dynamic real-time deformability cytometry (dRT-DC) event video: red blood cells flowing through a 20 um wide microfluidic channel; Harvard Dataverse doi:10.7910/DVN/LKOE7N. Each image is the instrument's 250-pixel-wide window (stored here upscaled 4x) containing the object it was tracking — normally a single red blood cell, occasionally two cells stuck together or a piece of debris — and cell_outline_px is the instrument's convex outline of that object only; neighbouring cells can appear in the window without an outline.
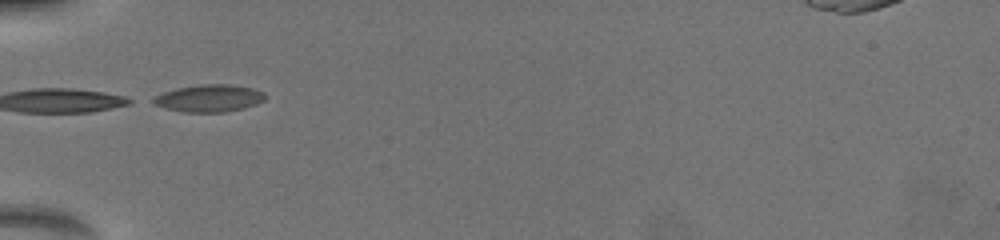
{"species": "common noctule bat (a hibernating species)", "species_latin": "Nyctalus noctula", "temperature_condition": "warm", "stored_images_in_passage": 8, "camera_frame_rate_fps": 3000, "um_per_image_px": 0.085, "animal": {"sex": "female", "body_mass_g": 19.5, "forearm_length_mm": 54.1}, "frame": {"image": 1, "passage_image": 1, "time_ms": 0.0, "image_size_px": [1000, 240], "cell_outline_px": [[264, 100], [256, 104], [244, 108], [224, 112], [184, 112], [164, 108], [148, 100], [164, 92], [180, 88], [200, 84], [228, 84], [252, 88], [264, 92]], "centroid_in_image_um": [17.77, 8.35], "position_along_channel_um": 67.2, "area_um2": 17.63}}